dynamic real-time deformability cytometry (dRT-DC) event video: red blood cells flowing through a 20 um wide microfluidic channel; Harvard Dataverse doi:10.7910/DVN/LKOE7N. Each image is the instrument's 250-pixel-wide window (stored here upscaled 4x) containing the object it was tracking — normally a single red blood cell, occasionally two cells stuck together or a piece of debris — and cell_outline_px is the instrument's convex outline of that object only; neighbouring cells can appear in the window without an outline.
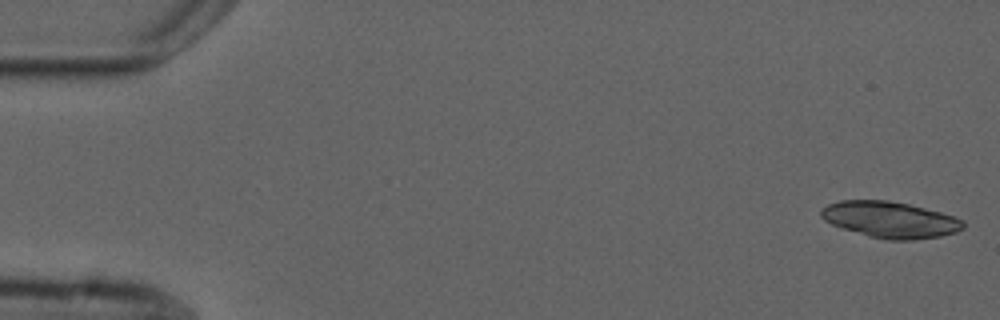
{"species": "common noctule bat (a hibernating species)", "species_latin": "Nyctalus noctula", "temperature_condition": "cold", "stored_images_in_passage": 6, "camera_frame_rate_fps": 3000, "um_per_image_px": 0.085, "animal": {"sex": "male", "forearm_length_mm": 52.5}, "frame": {"image": 1, "passage_image": 1, "time_ms": 0.0, "image_size_px": [1000, 320], "cell_outline_px": [[964, 228], [956, 232], [940, 236], [912, 240], [888, 240], [868, 236], [832, 224], [824, 220], [820, 216], [820, 208], [828, 204], [840, 200], [888, 200], [908, 204], [940, 212], [964, 220]], "centroid_in_image_um": [75.65, 18.67], "position_along_channel_um": 9.4, "area_um2": 29.94}}
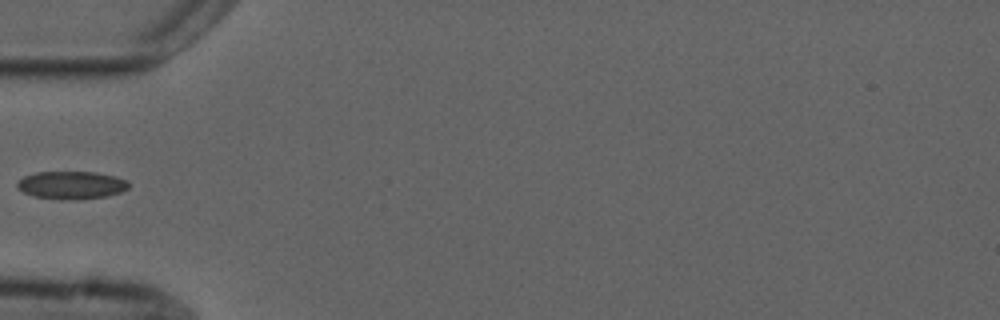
{"frame": {"image": 2, "passage_image": 5, "time_ms": 5.667, "image_size_px": [1000, 320], "cell_outline_px": [[128, 188], [120, 192], [108, 196], [80, 200], [60, 200], [36, 196], [24, 192], [16, 188], [16, 184], [24, 176], [36, 172], [96, 172], [116, 176], [128, 180]], "centroid_in_image_um": [6.09, 15.74], "position_along_channel_um": 78.9, "area_um2": 18.26}}
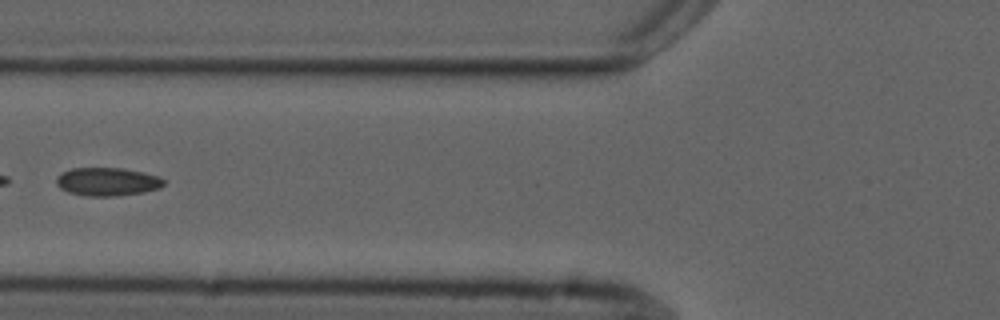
{"frame": {"image": 3, "passage_image": 6, "time_ms": 6.667, "image_size_px": [1000, 320], "cell_outline_px": [[164, 184], [160, 188], [144, 192], [112, 196], [88, 196], [68, 192], [60, 188], [56, 184], [56, 176], [60, 172], [72, 168], [124, 168], [144, 172], [160, 176], [164, 180]], "centroid_in_image_um": [9.11, 15.43], "position_along_channel_um": 116.7, "area_um2": 17.86}}